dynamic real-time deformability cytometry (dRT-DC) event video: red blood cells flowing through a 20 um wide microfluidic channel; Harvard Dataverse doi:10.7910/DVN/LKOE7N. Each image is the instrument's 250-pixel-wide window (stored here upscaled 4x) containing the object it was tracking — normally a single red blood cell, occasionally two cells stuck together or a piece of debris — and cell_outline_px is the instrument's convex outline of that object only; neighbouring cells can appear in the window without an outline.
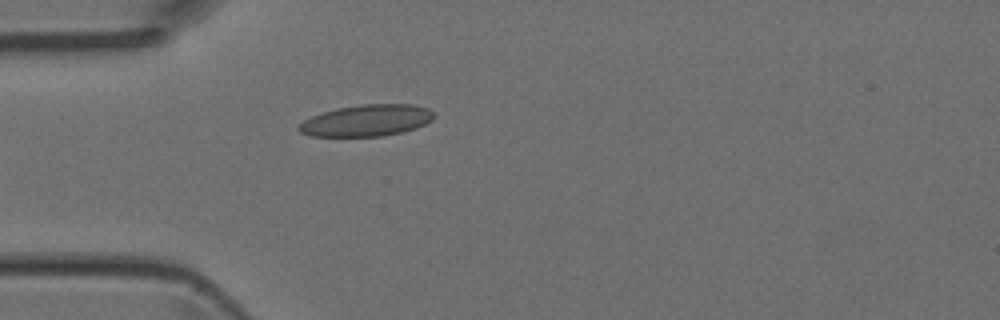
{"species": "Egyptian fruit bat (a non-hibernating species)", "species_latin": "Rousettus aegyptiacus", "temperature_condition": "room temperature", "stored_images_in_passage": 5, "camera_frame_rate_fps": 3000, "um_per_image_px": 0.085, "animal": {"sex": "female"}, "frame": {"image": 1, "passage_image": 5, "time_ms": 1.333, "image_size_px": [1000, 320], "cell_outline_px": [[436, 116], [432, 120], [416, 128], [384, 136], [308, 136], [300, 132], [296, 128], [304, 120], [312, 116], [336, 108], [364, 104], [412, 104], [428, 108]], "centroid_in_image_um": [31.16, 10.24], "position_along_channel_um": 53.8, "area_um2": 24.8}}